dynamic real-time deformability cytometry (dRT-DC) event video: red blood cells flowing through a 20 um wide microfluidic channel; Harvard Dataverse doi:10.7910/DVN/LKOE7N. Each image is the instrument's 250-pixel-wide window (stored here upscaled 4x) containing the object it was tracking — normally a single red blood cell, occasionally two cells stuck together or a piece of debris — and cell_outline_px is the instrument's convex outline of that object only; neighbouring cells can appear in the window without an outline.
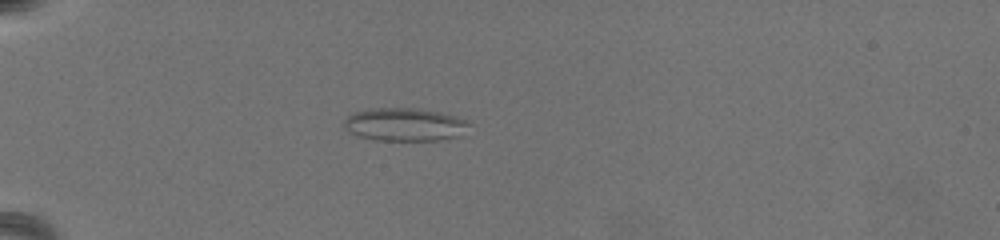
{"species": "common noctule bat (a hibernating species)", "species_latin": "Nyctalus noctula", "temperature_condition": "warm", "stored_images_in_passage": 48, "camera_frame_rate_fps": 3000, "um_per_image_px": 0.085, "animal": {"sex": "female", "body_mass_g": 19.5, "forearm_length_mm": 54.1}, "frame": {"image": 1, "passage_image": 1, "time_ms": 0.0, "image_size_px": [1000, 240], "cell_outline_px": [[472, 124], [456, 136], [440, 140], [376, 140], [360, 136], [348, 132], [344, 124], [344, 120], [348, 116], [356, 112], [376, 108], [412, 108], [440, 112], [464, 120]], "centroid_in_image_um": [34.36, 10.58], "position_along_channel_um": 50.6, "area_um2": 23.58}}
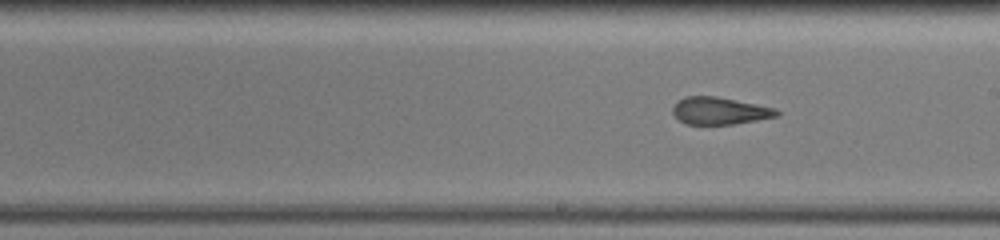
{"frame": {"image": 2, "passage_image": 21, "time_ms": 6.667, "image_size_px": [1000, 240], "cell_outline_px": [[780, 112], [776, 116], [756, 120], [732, 124], [688, 124], [680, 120], [672, 112], [672, 108], [680, 100], [688, 96], [716, 96], [776, 108]], "centroid_in_image_um": [61.18, 9.42], "position_along_channel_um": 227.8, "area_um2": 16.18}}
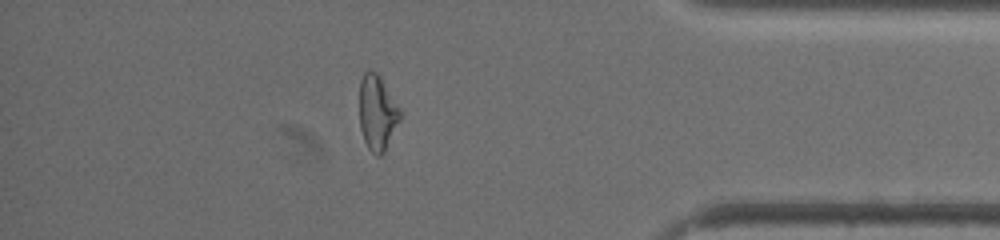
{"frame": {"image": 3, "passage_image": 40, "time_ms": 13.0, "image_size_px": [1000, 240], "cell_outline_px": [[400, 120], [384, 152], [380, 156], [376, 156], [368, 148], [364, 140], [360, 128], [360, 80], [364, 72], [376, 72], [380, 76], [400, 108]], "centroid_in_image_um": [32.07, 9.6], "position_along_channel_um": 403.1, "area_um2": 17.63}, "authors_computed_cell_mechanics": {"area_um2": 17.6579, "velocity_mm_per_s": 3.1513, "shape_relaxation_time_tau1_ms": null, "shape_relaxation_time_tau2_ms": 1.8594, "deformation_change_tau1": null, "deformation_change_tau2": 0.0965}}